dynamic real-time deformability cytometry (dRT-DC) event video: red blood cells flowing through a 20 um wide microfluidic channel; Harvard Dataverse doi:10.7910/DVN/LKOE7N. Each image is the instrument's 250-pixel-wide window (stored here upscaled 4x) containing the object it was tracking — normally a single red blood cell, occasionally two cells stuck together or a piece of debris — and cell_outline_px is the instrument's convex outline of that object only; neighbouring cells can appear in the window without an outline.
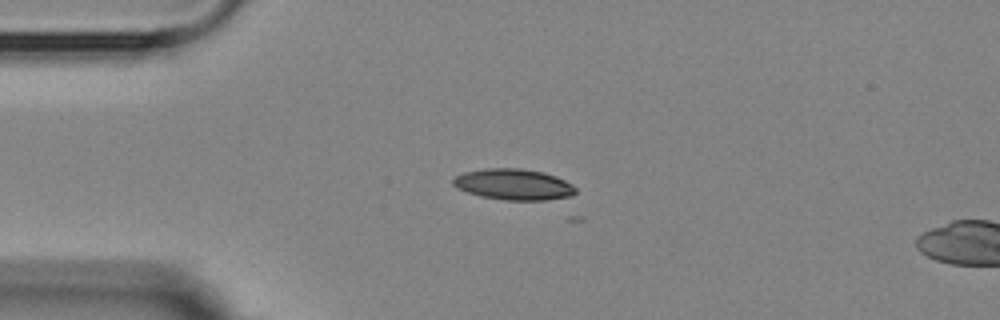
{"species": "Egyptian fruit bat (a non-hibernating species)", "species_latin": "Rousettus aegyptiacus", "temperature_condition": "room temperature", "stored_images_in_passage": 2, "camera_frame_rate_fps": 3000, "um_per_image_px": 0.085, "animal": {"sex": "female"}, "frame": {"image": 1, "passage_image": 1, "time_ms": 0.0, "image_size_px": [1000, 320], "cell_outline_px": [[576, 192], [572, 196], [548, 200], [504, 200], [480, 196], [468, 192], [452, 184], [452, 180], [456, 176], [464, 172], [484, 168], [520, 168], [544, 172], [556, 176], [572, 184], [576, 188]], "centroid_in_image_um": [43.69, 15.67], "position_along_channel_um": 41.3, "area_um2": 22.2}}